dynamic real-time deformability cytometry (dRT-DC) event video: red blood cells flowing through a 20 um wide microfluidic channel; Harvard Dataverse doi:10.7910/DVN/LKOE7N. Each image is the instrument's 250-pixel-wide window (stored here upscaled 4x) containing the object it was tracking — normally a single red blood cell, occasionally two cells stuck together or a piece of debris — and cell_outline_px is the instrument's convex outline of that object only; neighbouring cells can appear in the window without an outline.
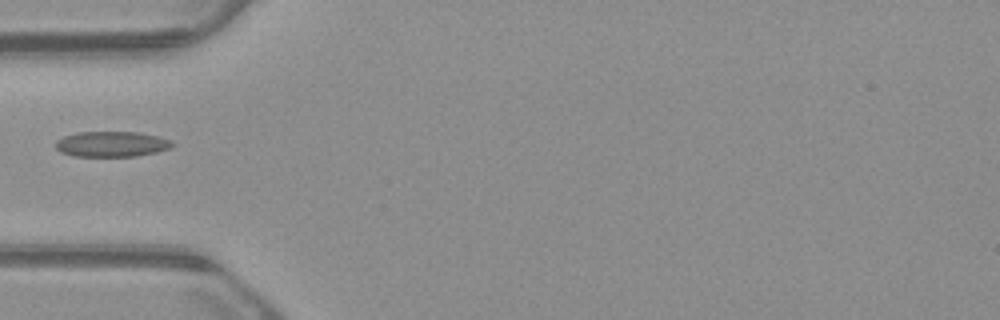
{"species": "common noctule bat (a hibernating species)", "species_latin": "Nyctalus noctula", "temperature_condition": "warm", "stored_images_in_passage": 37, "camera_frame_rate_fps": 3000, "um_per_image_px": 0.085, "animal": {"sex": "male", "body_mass_g": 23.1, "forearm_length_mm": 52.7}, "frame": {"image": 1, "passage_image": 1, "time_ms": 0.0, "image_size_px": [1000, 320], "cell_outline_px": [[176, 144], [172, 148], [156, 152], [136, 156], [72, 156], [60, 152], [56, 148], [56, 140], [64, 136], [76, 132], [140, 132], [172, 140]], "centroid_in_image_um": [9.51, 12.24], "position_along_channel_um": 75.5, "area_um2": 17.46}}
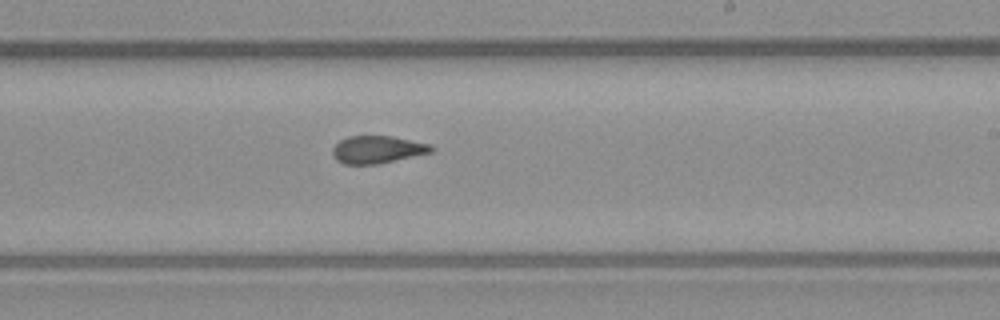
{"frame": {"image": 2, "passage_image": 15, "time_ms": 4.667, "image_size_px": [1000, 320], "cell_outline_px": [[436, 148], [432, 152], [380, 164], [344, 164], [336, 160], [332, 156], [332, 148], [340, 140], [348, 136], [392, 136], [432, 144]], "centroid_in_image_um": [32.1, 12.71], "position_along_channel_um": 256.9, "area_um2": 16.07}}
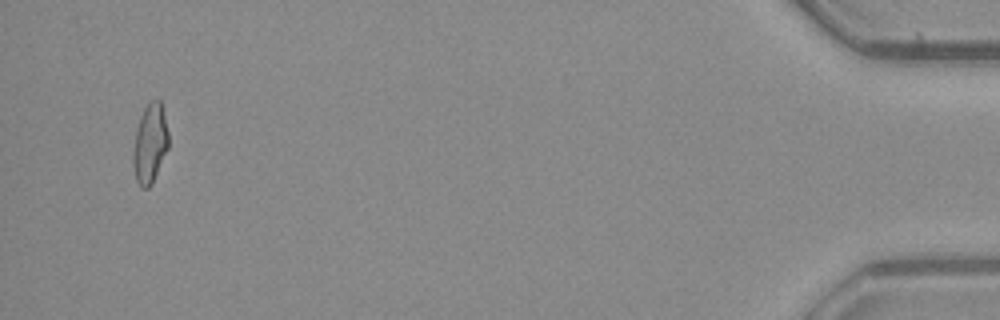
{"frame": {"image": 3, "passage_image": 35, "time_ms": 11.333, "image_size_px": [1000, 320], "cell_outline_px": [[168, 148], [152, 184], [148, 188], [140, 188], [136, 180], [132, 164], [132, 152], [136, 128], [140, 116], [144, 108], [152, 100], [160, 100], [168, 132]], "centroid_in_image_um": [12.72, 12.24], "position_along_channel_um": 422.5, "area_um2": 16.42}}